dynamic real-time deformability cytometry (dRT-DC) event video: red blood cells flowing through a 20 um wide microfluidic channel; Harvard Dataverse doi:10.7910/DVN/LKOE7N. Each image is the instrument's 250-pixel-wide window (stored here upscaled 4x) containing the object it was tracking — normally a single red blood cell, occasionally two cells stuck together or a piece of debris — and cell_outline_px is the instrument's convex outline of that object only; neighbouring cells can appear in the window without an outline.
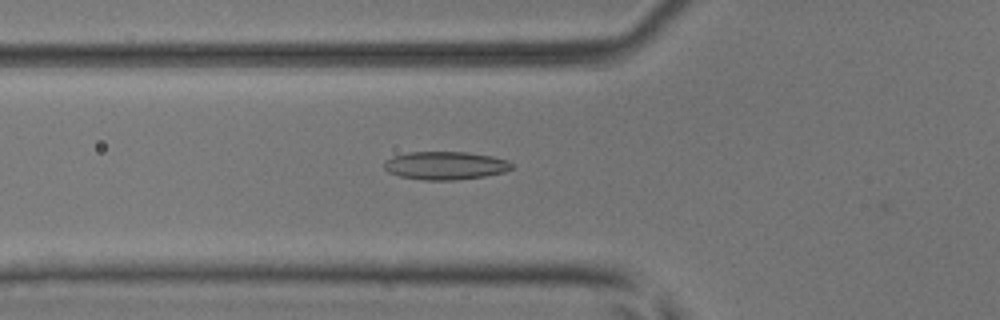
{"species": "common noctule bat (a hibernating species)", "species_latin": "Nyctalus noctula", "temperature_condition": "room temperature", "stored_images_in_passage": 6, "camera_frame_rate_fps": 3000, "um_per_image_px": 0.085, "animal": {"sex": "male", "body_mass_g": 17.9, "forearm_length_mm": 54.2}, "frame": {"image": 1, "passage_image": 5, "time_ms": 1.333, "image_size_px": [1000, 320], "cell_outline_px": [[512, 168], [504, 172], [484, 176], [456, 180], [424, 180], [400, 176], [388, 172], [384, 168], [384, 160], [392, 156], [408, 152], [464, 152], [492, 156], [508, 160], [512, 164]], "centroid_in_image_um": [37.83, 14.07], "position_along_channel_um": 88.0, "area_um2": 20.92}}